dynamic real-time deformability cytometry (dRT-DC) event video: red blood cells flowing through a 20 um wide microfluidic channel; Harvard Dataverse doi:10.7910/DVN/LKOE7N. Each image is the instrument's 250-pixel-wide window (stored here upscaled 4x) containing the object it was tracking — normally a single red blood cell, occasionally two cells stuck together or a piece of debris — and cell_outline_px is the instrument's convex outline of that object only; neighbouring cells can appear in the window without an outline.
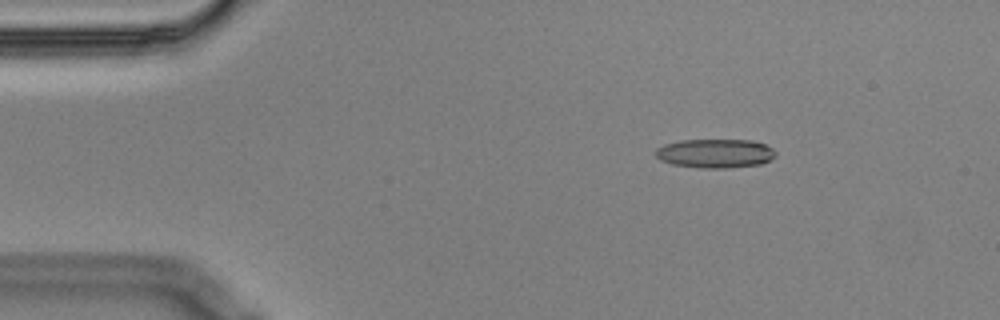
{"species": "Egyptian fruit bat (a non-hibernating species)", "species_latin": "Rousettus aegyptiacus", "temperature_condition": "cold", "stored_images_in_passage": 6, "camera_frame_rate_fps": 3000, "um_per_image_px": 0.085, "animal": {"sex": "male"}, "frame": {"image": 1, "passage_image": 3, "time_ms": 0.667, "image_size_px": [1000, 320], "cell_outline_px": [[776, 156], [760, 164], [724, 168], [700, 168], [672, 164], [660, 160], [656, 156], [656, 148], [664, 144], [680, 140], [752, 140], [764, 144], [772, 148], [776, 152]], "centroid_in_image_um": [60.77, 13.03], "position_along_channel_um": 24.2, "area_um2": 20.23}}